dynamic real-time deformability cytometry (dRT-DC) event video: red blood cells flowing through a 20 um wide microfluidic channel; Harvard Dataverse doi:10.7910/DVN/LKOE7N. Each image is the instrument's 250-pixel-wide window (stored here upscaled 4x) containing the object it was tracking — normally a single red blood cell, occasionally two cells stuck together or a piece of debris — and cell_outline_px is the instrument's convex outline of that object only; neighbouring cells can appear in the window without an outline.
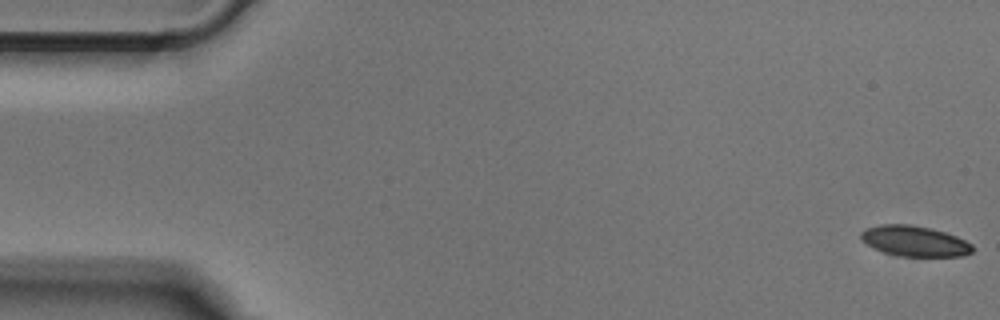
{"species": "Egyptian fruit bat (a non-hibernating species)", "species_latin": "Rousettus aegyptiacus", "temperature_condition": "cold", "stored_images_in_passage": 51, "camera_frame_rate_fps": 3000, "um_per_image_px": 0.085, "animal": {"sex": "male"}, "frame": {"image": 1, "passage_image": 1, "time_ms": 0.0, "image_size_px": [1000, 320], "cell_outline_px": [[972, 252], [964, 256], [900, 256], [884, 252], [872, 248], [860, 240], [860, 232], [864, 228], [880, 224], [912, 224], [932, 228], [956, 236], [972, 244]], "centroid_in_image_um": [77.68, 20.48], "position_along_channel_um": 7.3, "area_um2": 20.06}}
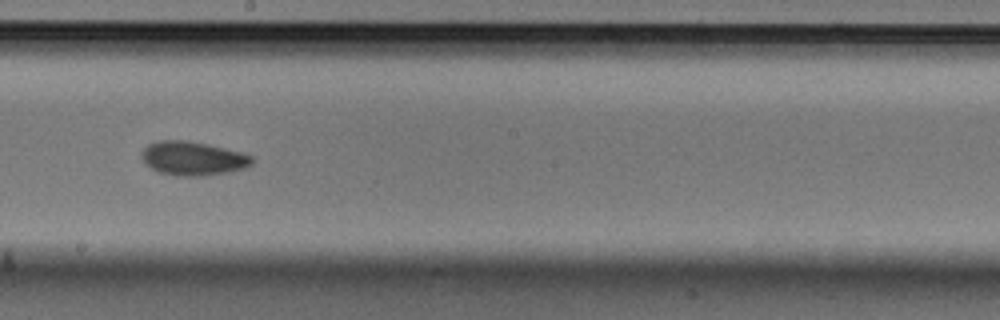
{"frame": {"image": 2, "passage_image": 28, "time_ms": 9.0, "image_size_px": [1000, 320], "cell_outline_px": [[256, 160], [252, 164], [244, 168], [228, 172], [204, 176], [176, 176], [160, 172], [144, 164], [140, 156], [140, 152], [148, 144], [156, 140], [188, 140], [208, 144], [240, 152], [252, 156]], "centroid_in_image_um": [16.37, 13.46], "position_along_channel_um": 231.8, "area_um2": 22.08}}
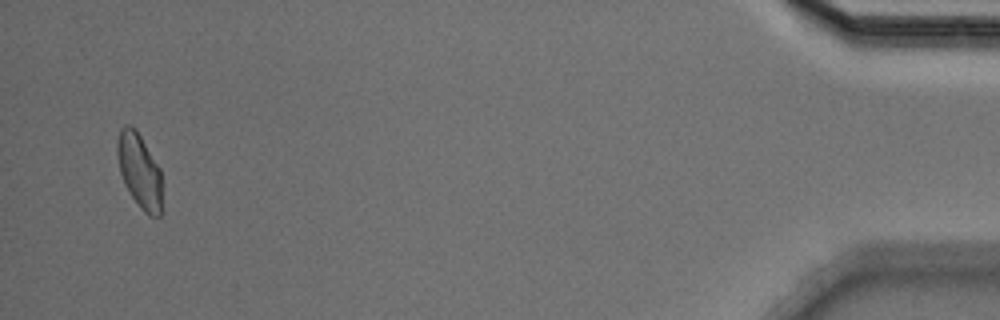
{"frame": {"image": 3, "passage_image": 49, "time_ms": 16.0, "image_size_px": [1000, 320], "cell_outline_px": [[160, 216], [148, 216], [140, 208], [124, 184], [120, 172], [116, 152], [116, 144], [120, 128], [124, 124], [128, 124], [136, 128], [160, 168]], "centroid_in_image_um": [11.81, 14.46], "position_along_channel_um": 423.4, "area_um2": 19.36}}